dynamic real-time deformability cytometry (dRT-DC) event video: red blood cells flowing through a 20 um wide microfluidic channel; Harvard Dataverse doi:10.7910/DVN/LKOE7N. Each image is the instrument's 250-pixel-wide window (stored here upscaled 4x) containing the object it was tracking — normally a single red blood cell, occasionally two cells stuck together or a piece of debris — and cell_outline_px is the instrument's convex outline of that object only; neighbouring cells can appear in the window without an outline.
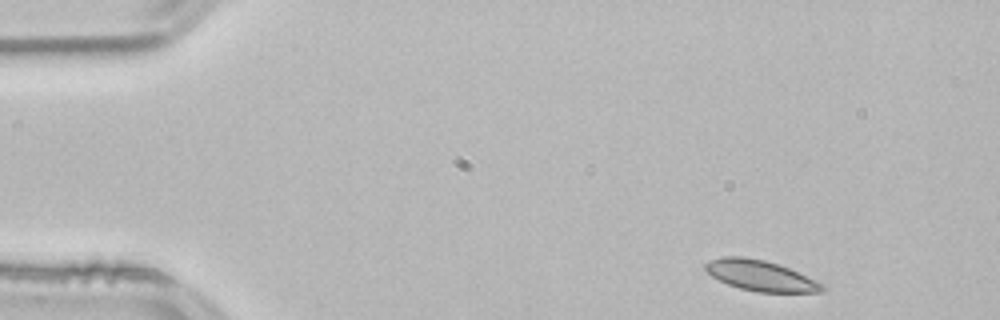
{"species": "common noctule bat (a hibernating species)", "species_latin": "Nyctalus noctula", "temperature_condition": "room temperature", "stored_images_in_passage": 48, "camera_frame_rate_fps": 3000, "um_per_image_px": 0.085, "animal": {"sex": "male", "body_mass_g": 21.5, "forearm_length_mm": 52.0}, "frame": {"image": 1, "passage_image": 1, "time_ms": 0.0, "image_size_px": [1000, 320], "cell_outline_px": [[828, 288], [824, 292], [756, 292], [740, 288], [728, 284], [712, 276], [704, 268], [704, 264], [712, 260], [724, 256], [744, 256], [764, 260], [788, 268], [824, 284]], "centroid_in_image_um": [64.67, 23.44], "position_along_channel_um": 20.3, "area_um2": 20.63}}
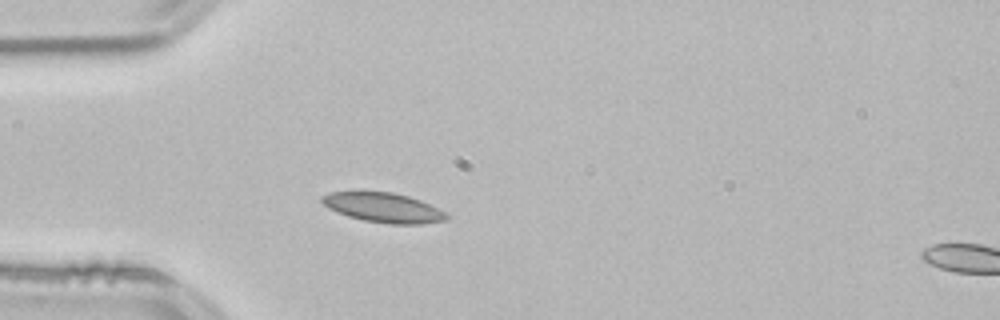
{"frame": {"image": 2, "passage_image": 10, "time_ms": 3.0, "image_size_px": [1000, 320], "cell_outline_px": [[448, 220], [420, 224], [388, 224], [364, 220], [348, 216], [336, 212], [328, 208], [320, 200], [320, 196], [332, 192], [360, 188], [392, 192], [408, 196], [420, 200], [444, 212], [448, 216]], "centroid_in_image_um": [32.49, 17.6], "position_along_channel_um": 52.5, "area_um2": 22.2}, "authors_computed_cell_mechanics": {"area_um2": 20.519, "velocity_mm_per_s": 3.7872, "shape_relaxation_time_tau1_ms": 4.1395, "shape_relaxation_time_tau2_ms": null, "deformation_change_tau1": 0.0684, "deformation_change_tau2": null}}